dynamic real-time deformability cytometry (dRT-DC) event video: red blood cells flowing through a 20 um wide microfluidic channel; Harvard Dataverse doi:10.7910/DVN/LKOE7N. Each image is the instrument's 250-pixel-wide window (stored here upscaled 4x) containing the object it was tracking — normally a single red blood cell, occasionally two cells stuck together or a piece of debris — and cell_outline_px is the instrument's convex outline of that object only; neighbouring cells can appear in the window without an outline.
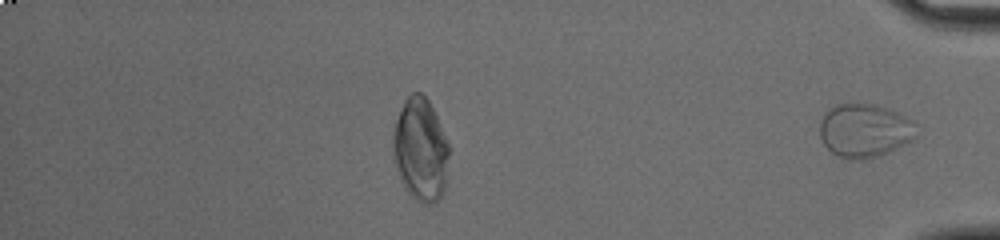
{"species": "common noctule bat (a hibernating species)", "species_latin": "Nyctalus noctula", "temperature_condition": "cold", "stored_images_in_passage": 46, "segment_of_instrument_passage": [2, 2], "camera_frame_rate_fps": 3000, "um_per_image_px": 0.085, "animal": {"sex": "male", "body_mass_g": 20.0, "forearm_length_mm": 53.3}, "frame": {"image": 1, "passage_image": 46, "time_ms": 15.0, "image_size_px": [1000, 240], "cell_outline_px": [[916, 136], [912, 140], [880, 156], [864, 160], [848, 160], [836, 156], [824, 144], [820, 136], [820, 124], [824, 112], [836, 104], [852, 100], [872, 104], [908, 116], [916, 120]], "centroid_in_image_um": [73.49, 11.07], "position_along_channel_um": 361.7, "area_um2": 30.98}}